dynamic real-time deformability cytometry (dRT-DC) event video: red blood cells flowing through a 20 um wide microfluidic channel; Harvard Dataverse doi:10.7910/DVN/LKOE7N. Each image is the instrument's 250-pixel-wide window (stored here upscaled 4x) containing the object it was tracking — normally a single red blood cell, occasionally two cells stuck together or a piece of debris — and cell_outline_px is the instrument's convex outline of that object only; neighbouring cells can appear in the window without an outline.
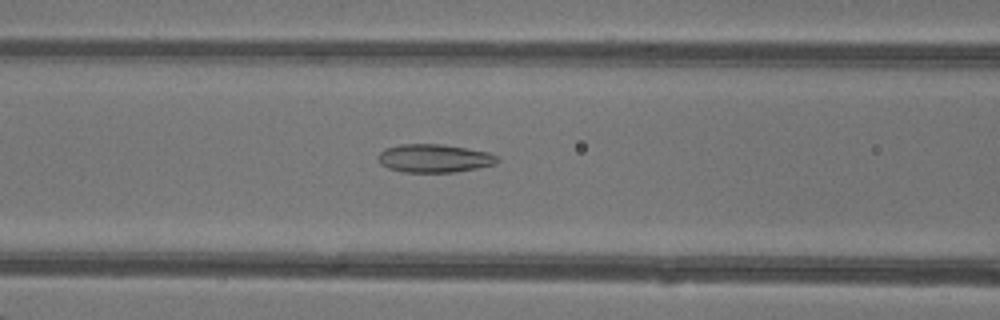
{"species": "common noctule bat (a hibernating species)", "species_latin": "Nyctalus noctula", "temperature_condition": "warm", "stored_images_in_passage": 44, "camera_frame_rate_fps": 3000, "um_per_image_px": 0.085, "animal": {"sex": "female"}, "frame": {"image": 1, "passage_image": 21, "time_ms": 6.667, "image_size_px": [1000, 320], "cell_outline_px": [[500, 160], [496, 164], [456, 172], [404, 172], [388, 168], [380, 164], [376, 156], [384, 148], [400, 144], [444, 144], [488, 152], [496, 156]], "centroid_in_image_um": [36.88, 13.45], "position_along_channel_um": 129.7, "area_um2": 19.77}}
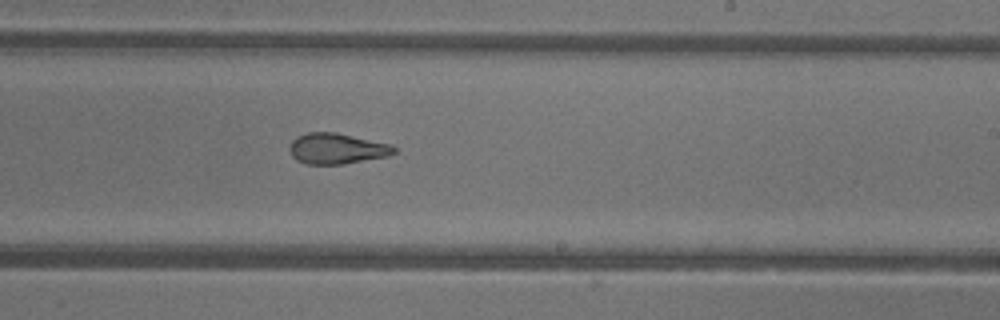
{"frame": {"image": 2, "passage_image": 30, "time_ms": 9.667, "image_size_px": [1000, 320], "cell_outline_px": [[396, 152], [388, 156], [344, 164], [308, 164], [296, 160], [292, 156], [288, 148], [292, 140], [296, 136], [308, 132], [336, 132], [392, 144], [396, 148]], "centroid_in_image_um": [28.63, 12.62], "position_along_channel_um": 260.4, "area_um2": 18.9}}
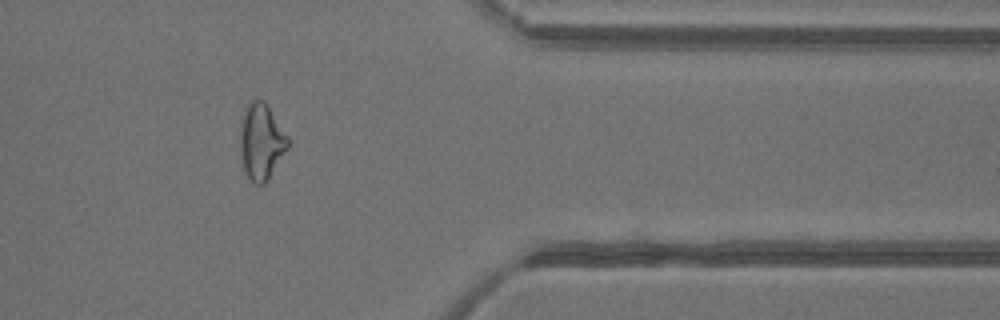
{"frame": {"image": 3, "passage_image": 40, "time_ms": 13.0, "image_size_px": [1000, 320], "cell_outline_px": [[288, 148], [264, 184], [252, 184], [244, 172], [240, 148], [240, 120], [244, 108], [256, 96], [264, 100], [288, 136]], "centroid_in_image_um": [22.18, 12.0], "position_along_channel_um": 389.2, "area_um2": 21.39}, "authors_computed_cell_mechanics": {"area_um2": 21.0392, "velocity_mm_per_s": 4.3622, "shape_relaxation_time_tau1_ms": 9.1493, "shape_relaxation_time_tau2_ms": 1.5457, "deformation_change_tau1": 0.2201, "deformation_change_tau2": 0.0918}}